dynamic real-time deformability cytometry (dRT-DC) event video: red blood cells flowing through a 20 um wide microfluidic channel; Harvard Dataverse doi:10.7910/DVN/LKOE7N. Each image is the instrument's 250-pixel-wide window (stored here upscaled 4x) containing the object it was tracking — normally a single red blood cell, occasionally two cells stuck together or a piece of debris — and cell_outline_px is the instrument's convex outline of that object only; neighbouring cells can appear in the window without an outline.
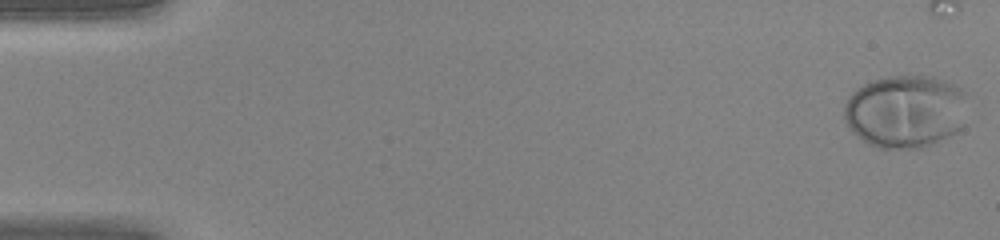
{"species": "human", "species_latin": "Homo sapiens", "temperature_condition": "warm", "stored_images_in_passage": 21, "camera_frame_rate_fps": 3000, "um_per_image_px": 0.085, "donor": {"sex": "female"}, "frame": {"image": 1, "passage_image": 1, "time_ms": 0.0, "image_size_px": [1000, 240], "cell_outline_px": [[968, 96], [960, 128], [956, 132], [932, 144], [920, 148], [880, 148], [868, 144], [856, 136], [848, 128], [844, 120], [844, 104], [848, 96], [856, 88], [872, 80], [888, 76], [932, 76], [944, 80], [960, 88]], "centroid_in_image_um": [76.92, 9.46], "position_along_channel_um": 8.1, "area_um2": 52.71}}
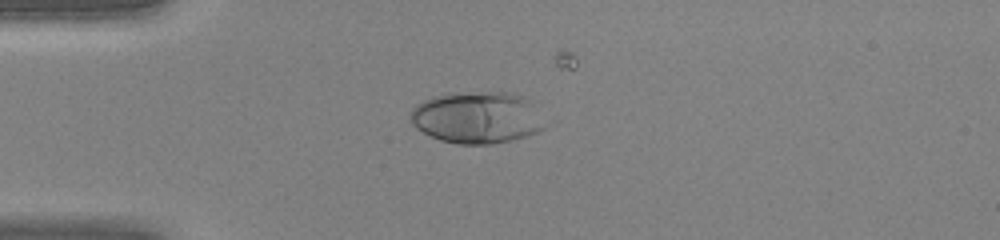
{"frame": {"image": 2, "passage_image": 12, "time_ms": 3.667, "image_size_px": [1000, 240], "cell_outline_px": [[548, 124], [544, 128], [536, 132], [512, 140], [492, 144], [460, 144], [440, 140], [416, 128], [412, 124], [412, 108], [420, 100], [448, 92], [512, 92], [524, 96], [528, 100]], "centroid_in_image_um": [40.55, 9.97], "position_along_channel_um": 44.4, "area_um2": 40.81}}
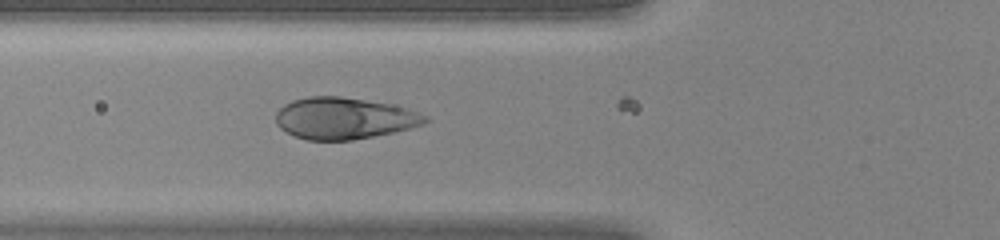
{"frame": {"image": 3, "passage_image": 17, "time_ms": 5.333, "image_size_px": [1000, 240], "cell_outline_px": [[432, 120], [424, 124], [392, 132], [352, 140], [308, 140], [296, 136], [280, 128], [276, 124], [276, 112], [284, 104], [292, 100], [308, 96], [340, 96], [388, 104], [404, 108], [428, 116]], "centroid_in_image_um": [29.22, 10.05], "position_along_channel_um": 96.6, "area_um2": 35.89}}